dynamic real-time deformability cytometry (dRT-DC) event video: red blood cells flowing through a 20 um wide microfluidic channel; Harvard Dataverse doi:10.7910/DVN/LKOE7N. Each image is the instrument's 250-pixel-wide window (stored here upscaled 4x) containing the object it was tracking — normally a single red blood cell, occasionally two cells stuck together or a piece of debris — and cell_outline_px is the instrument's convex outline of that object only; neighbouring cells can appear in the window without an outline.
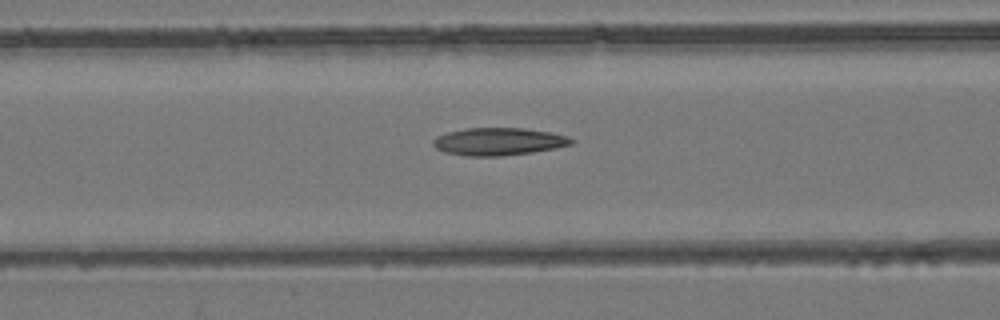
{"species": "common noctule bat (a hibernating species)", "species_latin": "Nyctalus noctula", "temperature_condition": "room temperature", "stored_images_in_passage": 53, "camera_frame_rate_fps": 3000, "um_per_image_px": 0.085, "animal": {"sex": "female", "body_mass_g": 24.6, "forearm_length_mm": 56.2}, "frame": {"image": 1, "passage_image": 22, "time_ms": 7.0, "image_size_px": [1000, 320], "cell_outline_px": [[576, 140], [572, 144], [556, 148], [532, 152], [500, 156], [468, 156], [444, 152], [436, 148], [432, 144], [432, 140], [436, 136], [448, 132], [464, 128], [524, 128], [552, 132], [568, 136]], "centroid_in_image_um": [42.39, 12.02], "position_along_channel_um": 124.2, "area_um2": 22.37}}
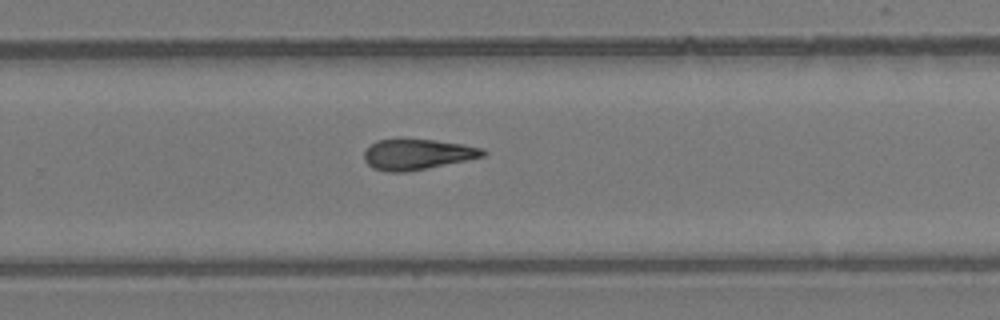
{"frame": {"image": 2, "passage_image": 35, "time_ms": 11.333, "image_size_px": [1000, 320], "cell_outline_px": [[488, 152], [484, 156], [468, 160], [404, 172], [388, 172], [372, 168], [364, 160], [364, 152], [376, 140], [436, 140], [464, 144], [484, 148]], "centroid_in_image_um": [35.51, 13.12], "position_along_channel_um": 294.3, "area_um2": 20.98}}
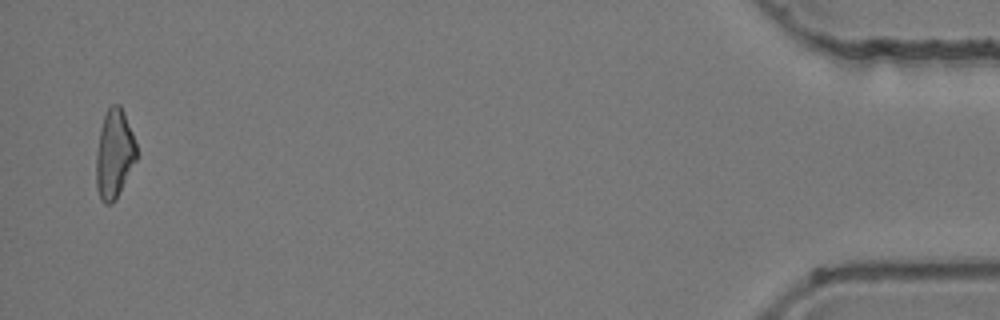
{"frame": {"image": 3, "passage_image": 52, "time_ms": 17.0, "image_size_px": [1000, 320], "cell_outline_px": [[136, 160], [116, 200], [112, 204], [104, 204], [100, 200], [96, 188], [96, 152], [100, 128], [104, 116], [108, 108], [112, 104], [120, 104], [124, 112], [132, 132], [136, 144]], "centroid_in_image_um": [9.7, 13.11], "position_along_channel_um": 425.5, "area_um2": 21.04}, "authors_computed_cell_mechanics": {"area_um2": 21.675, "velocity_mm_per_s": 3.9205, "shape_relaxation_time_tau1_ms": null, "shape_relaxation_time_tau2_ms": 3.7289, "deformation_change_tau1": null, "deformation_change_tau2": 0.1348}}